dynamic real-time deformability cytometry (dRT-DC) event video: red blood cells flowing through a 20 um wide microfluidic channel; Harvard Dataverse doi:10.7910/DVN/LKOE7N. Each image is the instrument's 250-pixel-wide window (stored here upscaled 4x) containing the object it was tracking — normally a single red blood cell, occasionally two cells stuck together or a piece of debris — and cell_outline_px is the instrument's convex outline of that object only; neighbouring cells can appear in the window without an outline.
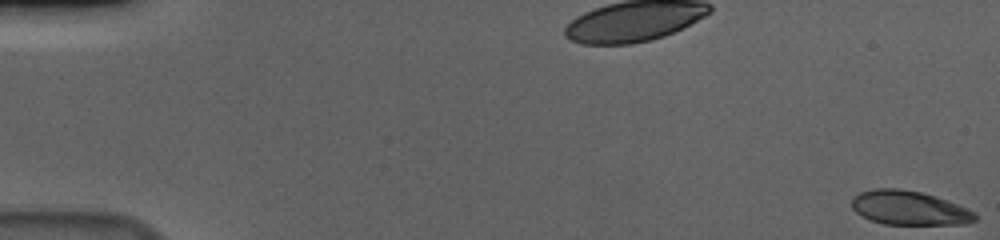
{"species": "human", "species_latin": "Homo sapiens", "temperature_condition": "cold", "stored_images_in_passage": 58, "camera_frame_rate_fps": 3000, "um_per_image_px": 0.085, "donor": {"sex": "male"}, "frame": {"image": 1, "passage_image": 1, "time_ms": 0.0, "image_size_px": [1000, 240], "cell_outline_px": [[976, 220], [964, 224], [884, 224], [872, 220], [856, 212], [852, 208], [852, 196], [860, 192], [872, 188], [900, 188], [920, 192], [936, 196], [968, 208], [976, 212]], "centroid_in_image_um": [77.28, 17.66], "position_along_channel_um": 7.7, "area_um2": 24.57}}
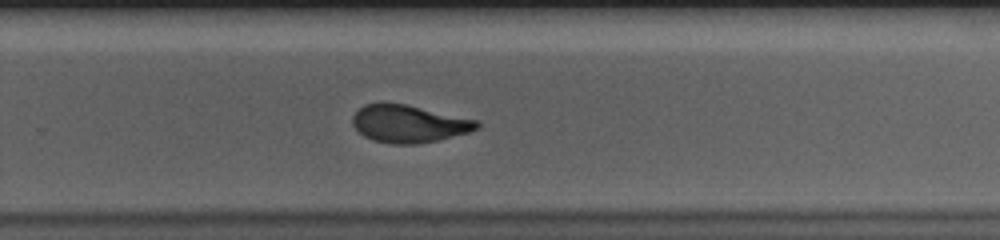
{"frame": {"image": 2, "passage_image": 39, "time_ms": 12.667, "image_size_px": [1000, 240], "cell_outline_px": [[480, 128], [468, 132], [436, 140], [416, 144], [392, 144], [372, 140], [364, 136], [352, 124], [352, 116], [364, 104], [404, 104], [480, 120]], "centroid_in_image_um": [34.77, 10.53], "position_along_channel_um": 295.0, "area_um2": 26.88}}
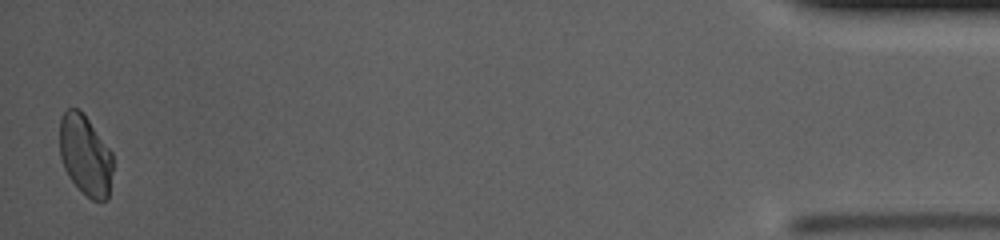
{"frame": {"image": 3, "passage_image": 57, "time_ms": 18.667, "image_size_px": [1000, 240], "cell_outline_px": [[112, 172], [108, 200], [92, 200], [68, 176], [64, 168], [60, 156], [60, 116], [68, 108], [80, 108], [112, 152]], "centroid_in_image_um": [7.24, 13.16], "position_along_channel_um": 428.0, "area_um2": 24.85}, "authors_computed_cell_mechanics": {"area_um2": 26.7614, "velocity_mm_per_s": 3.6429, "shape_relaxation_time_tau1_ms": 4.9705, "shape_relaxation_time_tau2_ms": 1.0693, "deformation_change_tau1": 0.1733, "deformation_change_tau2": 0.0813}}